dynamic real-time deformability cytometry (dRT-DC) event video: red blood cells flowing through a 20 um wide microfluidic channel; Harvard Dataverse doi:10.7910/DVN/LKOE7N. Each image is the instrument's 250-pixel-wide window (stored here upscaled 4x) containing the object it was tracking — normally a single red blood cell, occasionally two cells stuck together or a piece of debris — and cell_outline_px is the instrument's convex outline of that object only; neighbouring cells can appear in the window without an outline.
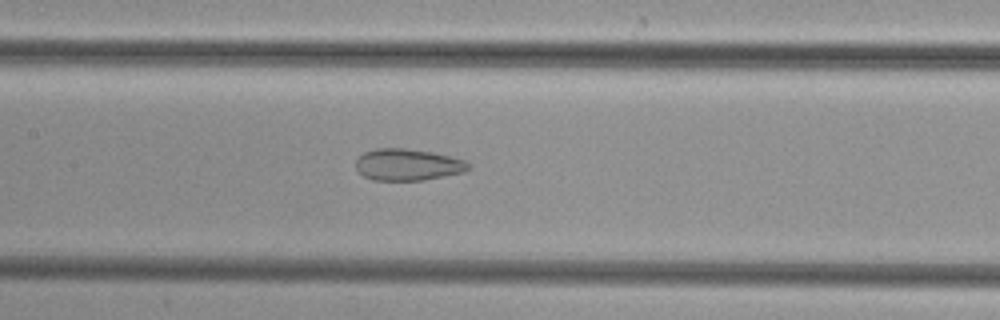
{"species": "common noctule bat (a hibernating species)", "species_latin": "Nyctalus noctula", "temperature_condition": "cold", "stored_images_in_passage": 47, "camera_frame_rate_fps": 3000, "um_per_image_px": 0.085, "animal": {"sex": "female", "body_mass_g": 29.2, "forearm_length_mm": 56.3}, "frame": {"image": 1, "passage_image": 21, "time_ms": 6.667, "image_size_px": [1000, 320], "cell_outline_px": [[472, 164], [464, 172], [424, 180], [372, 180], [364, 176], [356, 168], [356, 160], [364, 152], [376, 148], [404, 148], [432, 152], [464, 160]], "centroid_in_image_um": [34.65, 14.0], "position_along_channel_um": 172.7, "area_um2": 20.69}}
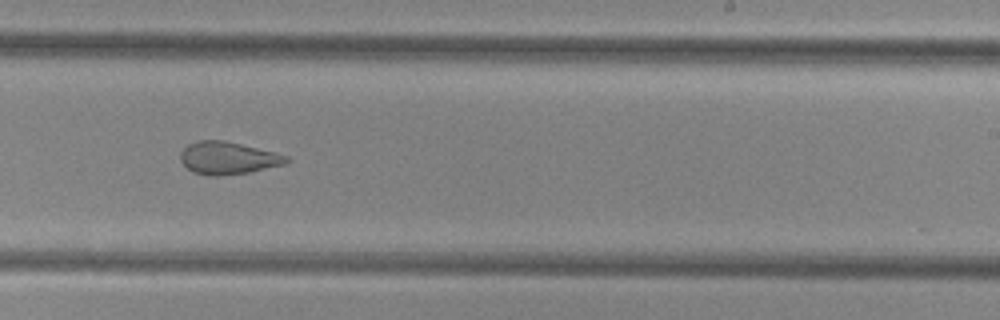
{"frame": {"image": 2, "passage_image": 28, "time_ms": 9.0, "image_size_px": [1000, 320], "cell_outline_px": [[288, 160], [284, 164], [248, 172], [220, 176], [208, 176], [192, 172], [180, 160], [180, 152], [188, 144], [196, 140], [224, 140], [288, 156]], "centroid_in_image_um": [19.3, 13.43], "position_along_channel_um": 269.7, "area_um2": 19.83}}
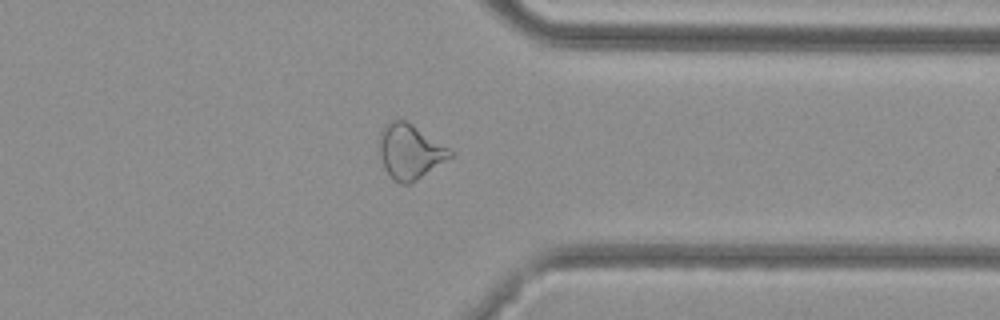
{"frame": {"image": 3, "passage_image": 36, "time_ms": 11.667, "image_size_px": [1000, 320], "cell_outline_px": [[452, 156], [416, 180], [408, 184], [400, 184], [392, 180], [384, 168], [380, 156], [380, 132], [392, 120], [404, 120], [412, 124], [448, 148], [452, 152]], "centroid_in_image_um": [34.81, 12.91], "position_along_channel_um": 376.6, "area_um2": 22.02}}